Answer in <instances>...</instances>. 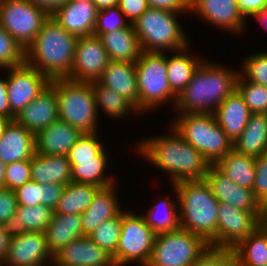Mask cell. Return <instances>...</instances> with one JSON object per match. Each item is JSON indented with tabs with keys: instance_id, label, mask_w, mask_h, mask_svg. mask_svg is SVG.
I'll list each match as a JSON object with an SVG mask.
<instances>
[{
	"instance_id": "1",
	"label": "cell",
	"mask_w": 267,
	"mask_h": 266,
	"mask_svg": "<svg viewBox=\"0 0 267 266\" xmlns=\"http://www.w3.org/2000/svg\"><path fill=\"white\" fill-rule=\"evenodd\" d=\"M165 135L143 138L135 145L136 154L149 160L170 178L171 185L185 180H201L211 166L208 160L169 126Z\"/></svg>"
},
{
	"instance_id": "2",
	"label": "cell",
	"mask_w": 267,
	"mask_h": 266,
	"mask_svg": "<svg viewBox=\"0 0 267 266\" xmlns=\"http://www.w3.org/2000/svg\"><path fill=\"white\" fill-rule=\"evenodd\" d=\"M207 60L201 63L177 97L175 113L213 114L236 90L239 70Z\"/></svg>"
},
{
	"instance_id": "3",
	"label": "cell",
	"mask_w": 267,
	"mask_h": 266,
	"mask_svg": "<svg viewBox=\"0 0 267 266\" xmlns=\"http://www.w3.org/2000/svg\"><path fill=\"white\" fill-rule=\"evenodd\" d=\"M172 188L178 200L180 228L217 247L219 201L206 179L180 181Z\"/></svg>"
},
{
	"instance_id": "4",
	"label": "cell",
	"mask_w": 267,
	"mask_h": 266,
	"mask_svg": "<svg viewBox=\"0 0 267 266\" xmlns=\"http://www.w3.org/2000/svg\"><path fill=\"white\" fill-rule=\"evenodd\" d=\"M78 37L50 16L25 50V62L50 80L67 78L73 66Z\"/></svg>"
},
{
	"instance_id": "5",
	"label": "cell",
	"mask_w": 267,
	"mask_h": 266,
	"mask_svg": "<svg viewBox=\"0 0 267 266\" xmlns=\"http://www.w3.org/2000/svg\"><path fill=\"white\" fill-rule=\"evenodd\" d=\"M187 13L190 12L148 8L133 23L142 51L171 53L189 46L191 41L179 23Z\"/></svg>"
},
{
	"instance_id": "6",
	"label": "cell",
	"mask_w": 267,
	"mask_h": 266,
	"mask_svg": "<svg viewBox=\"0 0 267 266\" xmlns=\"http://www.w3.org/2000/svg\"><path fill=\"white\" fill-rule=\"evenodd\" d=\"M170 126L196 148L211 165L233 149V142L219 126L214 114L176 113Z\"/></svg>"
},
{
	"instance_id": "7",
	"label": "cell",
	"mask_w": 267,
	"mask_h": 266,
	"mask_svg": "<svg viewBox=\"0 0 267 266\" xmlns=\"http://www.w3.org/2000/svg\"><path fill=\"white\" fill-rule=\"evenodd\" d=\"M56 91L59 119L82 133L98 132L99 115L92 83L57 78L50 81Z\"/></svg>"
},
{
	"instance_id": "8",
	"label": "cell",
	"mask_w": 267,
	"mask_h": 266,
	"mask_svg": "<svg viewBox=\"0 0 267 266\" xmlns=\"http://www.w3.org/2000/svg\"><path fill=\"white\" fill-rule=\"evenodd\" d=\"M139 95V115L160 109L168 102L174 107L177 96L171 91L167 77L165 52L142 51L135 62ZM149 111V112H148Z\"/></svg>"
},
{
	"instance_id": "9",
	"label": "cell",
	"mask_w": 267,
	"mask_h": 266,
	"mask_svg": "<svg viewBox=\"0 0 267 266\" xmlns=\"http://www.w3.org/2000/svg\"><path fill=\"white\" fill-rule=\"evenodd\" d=\"M141 213L122 210L119 243L113 256L116 266H130L131 263L147 266L149 263L156 233L147 225Z\"/></svg>"
},
{
	"instance_id": "10",
	"label": "cell",
	"mask_w": 267,
	"mask_h": 266,
	"mask_svg": "<svg viewBox=\"0 0 267 266\" xmlns=\"http://www.w3.org/2000/svg\"><path fill=\"white\" fill-rule=\"evenodd\" d=\"M209 246L204 238L182 228L158 233L147 266H191Z\"/></svg>"
},
{
	"instance_id": "11",
	"label": "cell",
	"mask_w": 267,
	"mask_h": 266,
	"mask_svg": "<svg viewBox=\"0 0 267 266\" xmlns=\"http://www.w3.org/2000/svg\"><path fill=\"white\" fill-rule=\"evenodd\" d=\"M50 16L29 0H0V26L25 50Z\"/></svg>"
},
{
	"instance_id": "12",
	"label": "cell",
	"mask_w": 267,
	"mask_h": 266,
	"mask_svg": "<svg viewBox=\"0 0 267 266\" xmlns=\"http://www.w3.org/2000/svg\"><path fill=\"white\" fill-rule=\"evenodd\" d=\"M3 70L8 73L7 95L10 111L15 117L50 85L51 80L46 75L26 62Z\"/></svg>"
},
{
	"instance_id": "13",
	"label": "cell",
	"mask_w": 267,
	"mask_h": 266,
	"mask_svg": "<svg viewBox=\"0 0 267 266\" xmlns=\"http://www.w3.org/2000/svg\"><path fill=\"white\" fill-rule=\"evenodd\" d=\"M109 61L98 36L78 37L73 66L67 79L88 83L98 81Z\"/></svg>"
},
{
	"instance_id": "14",
	"label": "cell",
	"mask_w": 267,
	"mask_h": 266,
	"mask_svg": "<svg viewBox=\"0 0 267 266\" xmlns=\"http://www.w3.org/2000/svg\"><path fill=\"white\" fill-rule=\"evenodd\" d=\"M189 12V15L195 13L208 25L226 30L227 33L243 37L246 32V19L239 11L236 0H190Z\"/></svg>"
},
{
	"instance_id": "15",
	"label": "cell",
	"mask_w": 267,
	"mask_h": 266,
	"mask_svg": "<svg viewBox=\"0 0 267 266\" xmlns=\"http://www.w3.org/2000/svg\"><path fill=\"white\" fill-rule=\"evenodd\" d=\"M261 223L252 212L219 202L217 247L232 249Z\"/></svg>"
},
{
	"instance_id": "16",
	"label": "cell",
	"mask_w": 267,
	"mask_h": 266,
	"mask_svg": "<svg viewBox=\"0 0 267 266\" xmlns=\"http://www.w3.org/2000/svg\"><path fill=\"white\" fill-rule=\"evenodd\" d=\"M53 255L44 232L28 231L11 237L9 252L1 266H52Z\"/></svg>"
},
{
	"instance_id": "17",
	"label": "cell",
	"mask_w": 267,
	"mask_h": 266,
	"mask_svg": "<svg viewBox=\"0 0 267 266\" xmlns=\"http://www.w3.org/2000/svg\"><path fill=\"white\" fill-rule=\"evenodd\" d=\"M205 179L219 202H225L235 208L250 211L263 223L264 207L255 198L252 190L237 186L215 165L210 166Z\"/></svg>"
},
{
	"instance_id": "18",
	"label": "cell",
	"mask_w": 267,
	"mask_h": 266,
	"mask_svg": "<svg viewBox=\"0 0 267 266\" xmlns=\"http://www.w3.org/2000/svg\"><path fill=\"white\" fill-rule=\"evenodd\" d=\"M52 266H116L113 256L89 236L72 240L53 256Z\"/></svg>"
},
{
	"instance_id": "19",
	"label": "cell",
	"mask_w": 267,
	"mask_h": 266,
	"mask_svg": "<svg viewBox=\"0 0 267 266\" xmlns=\"http://www.w3.org/2000/svg\"><path fill=\"white\" fill-rule=\"evenodd\" d=\"M98 11L91 0H67L51 16L67 32L84 37L93 35Z\"/></svg>"
},
{
	"instance_id": "20",
	"label": "cell",
	"mask_w": 267,
	"mask_h": 266,
	"mask_svg": "<svg viewBox=\"0 0 267 266\" xmlns=\"http://www.w3.org/2000/svg\"><path fill=\"white\" fill-rule=\"evenodd\" d=\"M59 119L55 89L49 85L15 118L27 130L36 134Z\"/></svg>"
},
{
	"instance_id": "21",
	"label": "cell",
	"mask_w": 267,
	"mask_h": 266,
	"mask_svg": "<svg viewBox=\"0 0 267 266\" xmlns=\"http://www.w3.org/2000/svg\"><path fill=\"white\" fill-rule=\"evenodd\" d=\"M82 134L79 129L58 119L35 134L36 153L40 155H67Z\"/></svg>"
},
{
	"instance_id": "22",
	"label": "cell",
	"mask_w": 267,
	"mask_h": 266,
	"mask_svg": "<svg viewBox=\"0 0 267 266\" xmlns=\"http://www.w3.org/2000/svg\"><path fill=\"white\" fill-rule=\"evenodd\" d=\"M35 154V134L16 120L10 121L0 138V159L3 163L31 159Z\"/></svg>"
},
{
	"instance_id": "23",
	"label": "cell",
	"mask_w": 267,
	"mask_h": 266,
	"mask_svg": "<svg viewBox=\"0 0 267 266\" xmlns=\"http://www.w3.org/2000/svg\"><path fill=\"white\" fill-rule=\"evenodd\" d=\"M98 82L121 94L139 112L135 63L110 60Z\"/></svg>"
},
{
	"instance_id": "24",
	"label": "cell",
	"mask_w": 267,
	"mask_h": 266,
	"mask_svg": "<svg viewBox=\"0 0 267 266\" xmlns=\"http://www.w3.org/2000/svg\"><path fill=\"white\" fill-rule=\"evenodd\" d=\"M118 184L101 188L93 198L89 208L80 215L83 235L89 236L103 221L117 216L122 209L116 193Z\"/></svg>"
},
{
	"instance_id": "25",
	"label": "cell",
	"mask_w": 267,
	"mask_h": 266,
	"mask_svg": "<svg viewBox=\"0 0 267 266\" xmlns=\"http://www.w3.org/2000/svg\"><path fill=\"white\" fill-rule=\"evenodd\" d=\"M213 114L219 126L234 143L245 129L252 113L243 97L235 90L222 101Z\"/></svg>"
},
{
	"instance_id": "26",
	"label": "cell",
	"mask_w": 267,
	"mask_h": 266,
	"mask_svg": "<svg viewBox=\"0 0 267 266\" xmlns=\"http://www.w3.org/2000/svg\"><path fill=\"white\" fill-rule=\"evenodd\" d=\"M99 38L111 61L135 63L140 58L142 49L133 24L101 34Z\"/></svg>"
},
{
	"instance_id": "27",
	"label": "cell",
	"mask_w": 267,
	"mask_h": 266,
	"mask_svg": "<svg viewBox=\"0 0 267 266\" xmlns=\"http://www.w3.org/2000/svg\"><path fill=\"white\" fill-rule=\"evenodd\" d=\"M31 178L40 184L72 182V166L67 155H40L31 158Z\"/></svg>"
},
{
	"instance_id": "28",
	"label": "cell",
	"mask_w": 267,
	"mask_h": 266,
	"mask_svg": "<svg viewBox=\"0 0 267 266\" xmlns=\"http://www.w3.org/2000/svg\"><path fill=\"white\" fill-rule=\"evenodd\" d=\"M53 214L54 210L43 204L31 207L17 205L14 216L4 223L5 230L11 237L28 231L44 232Z\"/></svg>"
},
{
	"instance_id": "29",
	"label": "cell",
	"mask_w": 267,
	"mask_h": 266,
	"mask_svg": "<svg viewBox=\"0 0 267 266\" xmlns=\"http://www.w3.org/2000/svg\"><path fill=\"white\" fill-rule=\"evenodd\" d=\"M190 47L191 45L182 50L173 51L170 57L166 54L168 81L171 91L177 97L187 86L197 68L205 60L199 54L194 56L193 51L190 53Z\"/></svg>"
},
{
	"instance_id": "30",
	"label": "cell",
	"mask_w": 267,
	"mask_h": 266,
	"mask_svg": "<svg viewBox=\"0 0 267 266\" xmlns=\"http://www.w3.org/2000/svg\"><path fill=\"white\" fill-rule=\"evenodd\" d=\"M44 233L48 250L54 256L72 240L84 236L80 214H53Z\"/></svg>"
},
{
	"instance_id": "31",
	"label": "cell",
	"mask_w": 267,
	"mask_h": 266,
	"mask_svg": "<svg viewBox=\"0 0 267 266\" xmlns=\"http://www.w3.org/2000/svg\"><path fill=\"white\" fill-rule=\"evenodd\" d=\"M233 149L253 158L267 151V113L251 114L245 129L233 143Z\"/></svg>"
},
{
	"instance_id": "32",
	"label": "cell",
	"mask_w": 267,
	"mask_h": 266,
	"mask_svg": "<svg viewBox=\"0 0 267 266\" xmlns=\"http://www.w3.org/2000/svg\"><path fill=\"white\" fill-rule=\"evenodd\" d=\"M237 266L267 264V226L261 223L251 234L232 248Z\"/></svg>"
},
{
	"instance_id": "33",
	"label": "cell",
	"mask_w": 267,
	"mask_h": 266,
	"mask_svg": "<svg viewBox=\"0 0 267 266\" xmlns=\"http://www.w3.org/2000/svg\"><path fill=\"white\" fill-rule=\"evenodd\" d=\"M215 166L237 186L253 189L256 173L255 158L232 149Z\"/></svg>"
},
{
	"instance_id": "34",
	"label": "cell",
	"mask_w": 267,
	"mask_h": 266,
	"mask_svg": "<svg viewBox=\"0 0 267 266\" xmlns=\"http://www.w3.org/2000/svg\"><path fill=\"white\" fill-rule=\"evenodd\" d=\"M107 148L98 156L96 160L78 161L72 166V182L93 184L100 188H106L116 183L114 175H106L109 162ZM115 180V181H114Z\"/></svg>"
},
{
	"instance_id": "35",
	"label": "cell",
	"mask_w": 267,
	"mask_h": 266,
	"mask_svg": "<svg viewBox=\"0 0 267 266\" xmlns=\"http://www.w3.org/2000/svg\"><path fill=\"white\" fill-rule=\"evenodd\" d=\"M101 188L93 184L69 182L54 209V214H82L90 206Z\"/></svg>"
},
{
	"instance_id": "36",
	"label": "cell",
	"mask_w": 267,
	"mask_h": 266,
	"mask_svg": "<svg viewBox=\"0 0 267 266\" xmlns=\"http://www.w3.org/2000/svg\"><path fill=\"white\" fill-rule=\"evenodd\" d=\"M167 196L155 202L149 210L142 213L147 225L156 233L173 231L180 228L178 200Z\"/></svg>"
},
{
	"instance_id": "37",
	"label": "cell",
	"mask_w": 267,
	"mask_h": 266,
	"mask_svg": "<svg viewBox=\"0 0 267 266\" xmlns=\"http://www.w3.org/2000/svg\"><path fill=\"white\" fill-rule=\"evenodd\" d=\"M91 83L95 94L98 114L100 111L99 109H101V112L103 110L107 116L114 119H124V116L126 119L130 113L135 115L139 114L136 108L121 94H118L116 91L98 81Z\"/></svg>"
},
{
	"instance_id": "38",
	"label": "cell",
	"mask_w": 267,
	"mask_h": 266,
	"mask_svg": "<svg viewBox=\"0 0 267 266\" xmlns=\"http://www.w3.org/2000/svg\"><path fill=\"white\" fill-rule=\"evenodd\" d=\"M99 134V131L82 134L67 154L70 164H78V161L96 160V157L106 149Z\"/></svg>"
},
{
	"instance_id": "39",
	"label": "cell",
	"mask_w": 267,
	"mask_h": 266,
	"mask_svg": "<svg viewBox=\"0 0 267 266\" xmlns=\"http://www.w3.org/2000/svg\"><path fill=\"white\" fill-rule=\"evenodd\" d=\"M122 225V211L115 217L103 221L89 237L112 256L115 255Z\"/></svg>"
},
{
	"instance_id": "40",
	"label": "cell",
	"mask_w": 267,
	"mask_h": 266,
	"mask_svg": "<svg viewBox=\"0 0 267 266\" xmlns=\"http://www.w3.org/2000/svg\"><path fill=\"white\" fill-rule=\"evenodd\" d=\"M236 90L243 97L252 114L267 113V86L246 81L239 74L236 82Z\"/></svg>"
},
{
	"instance_id": "41",
	"label": "cell",
	"mask_w": 267,
	"mask_h": 266,
	"mask_svg": "<svg viewBox=\"0 0 267 266\" xmlns=\"http://www.w3.org/2000/svg\"><path fill=\"white\" fill-rule=\"evenodd\" d=\"M242 64L238 68L240 69L239 74L246 81L267 86V51L247 55V57H244Z\"/></svg>"
},
{
	"instance_id": "42",
	"label": "cell",
	"mask_w": 267,
	"mask_h": 266,
	"mask_svg": "<svg viewBox=\"0 0 267 266\" xmlns=\"http://www.w3.org/2000/svg\"><path fill=\"white\" fill-rule=\"evenodd\" d=\"M25 62V49L0 26V70Z\"/></svg>"
},
{
	"instance_id": "43",
	"label": "cell",
	"mask_w": 267,
	"mask_h": 266,
	"mask_svg": "<svg viewBox=\"0 0 267 266\" xmlns=\"http://www.w3.org/2000/svg\"><path fill=\"white\" fill-rule=\"evenodd\" d=\"M129 24L118 5L99 10L93 35L99 37L101 34L126 28Z\"/></svg>"
},
{
	"instance_id": "44",
	"label": "cell",
	"mask_w": 267,
	"mask_h": 266,
	"mask_svg": "<svg viewBox=\"0 0 267 266\" xmlns=\"http://www.w3.org/2000/svg\"><path fill=\"white\" fill-rule=\"evenodd\" d=\"M31 173V159L6 164L4 188L16 190L32 180Z\"/></svg>"
},
{
	"instance_id": "45",
	"label": "cell",
	"mask_w": 267,
	"mask_h": 266,
	"mask_svg": "<svg viewBox=\"0 0 267 266\" xmlns=\"http://www.w3.org/2000/svg\"><path fill=\"white\" fill-rule=\"evenodd\" d=\"M191 266H237L230 248L209 246Z\"/></svg>"
},
{
	"instance_id": "46",
	"label": "cell",
	"mask_w": 267,
	"mask_h": 266,
	"mask_svg": "<svg viewBox=\"0 0 267 266\" xmlns=\"http://www.w3.org/2000/svg\"><path fill=\"white\" fill-rule=\"evenodd\" d=\"M256 173L252 191L255 198L265 208L267 206V151L255 158Z\"/></svg>"
},
{
	"instance_id": "47",
	"label": "cell",
	"mask_w": 267,
	"mask_h": 266,
	"mask_svg": "<svg viewBox=\"0 0 267 266\" xmlns=\"http://www.w3.org/2000/svg\"><path fill=\"white\" fill-rule=\"evenodd\" d=\"M18 205L36 206L42 204V184L31 180L14 190Z\"/></svg>"
},
{
	"instance_id": "48",
	"label": "cell",
	"mask_w": 267,
	"mask_h": 266,
	"mask_svg": "<svg viewBox=\"0 0 267 266\" xmlns=\"http://www.w3.org/2000/svg\"><path fill=\"white\" fill-rule=\"evenodd\" d=\"M17 198L14 190L0 189V223L12 218L17 210Z\"/></svg>"
},
{
	"instance_id": "49",
	"label": "cell",
	"mask_w": 267,
	"mask_h": 266,
	"mask_svg": "<svg viewBox=\"0 0 267 266\" xmlns=\"http://www.w3.org/2000/svg\"><path fill=\"white\" fill-rule=\"evenodd\" d=\"M118 6L130 24H133L149 8L146 0H119Z\"/></svg>"
},
{
	"instance_id": "50",
	"label": "cell",
	"mask_w": 267,
	"mask_h": 266,
	"mask_svg": "<svg viewBox=\"0 0 267 266\" xmlns=\"http://www.w3.org/2000/svg\"><path fill=\"white\" fill-rule=\"evenodd\" d=\"M64 188L65 185L62 184H42V204L54 210L58 205Z\"/></svg>"
},
{
	"instance_id": "51",
	"label": "cell",
	"mask_w": 267,
	"mask_h": 266,
	"mask_svg": "<svg viewBox=\"0 0 267 266\" xmlns=\"http://www.w3.org/2000/svg\"><path fill=\"white\" fill-rule=\"evenodd\" d=\"M238 3V9L248 21L247 18L252 19L260 13L266 6L267 0H236Z\"/></svg>"
},
{
	"instance_id": "52",
	"label": "cell",
	"mask_w": 267,
	"mask_h": 266,
	"mask_svg": "<svg viewBox=\"0 0 267 266\" xmlns=\"http://www.w3.org/2000/svg\"><path fill=\"white\" fill-rule=\"evenodd\" d=\"M149 8L168 11H189L190 0H146Z\"/></svg>"
},
{
	"instance_id": "53",
	"label": "cell",
	"mask_w": 267,
	"mask_h": 266,
	"mask_svg": "<svg viewBox=\"0 0 267 266\" xmlns=\"http://www.w3.org/2000/svg\"><path fill=\"white\" fill-rule=\"evenodd\" d=\"M1 77L2 76H0V117H4L12 121L15 120L16 117L10 111L7 95V80L6 77H4L5 79H2Z\"/></svg>"
},
{
	"instance_id": "54",
	"label": "cell",
	"mask_w": 267,
	"mask_h": 266,
	"mask_svg": "<svg viewBox=\"0 0 267 266\" xmlns=\"http://www.w3.org/2000/svg\"><path fill=\"white\" fill-rule=\"evenodd\" d=\"M11 242V236L6 232L3 223H0V265L6 259Z\"/></svg>"
},
{
	"instance_id": "55",
	"label": "cell",
	"mask_w": 267,
	"mask_h": 266,
	"mask_svg": "<svg viewBox=\"0 0 267 266\" xmlns=\"http://www.w3.org/2000/svg\"><path fill=\"white\" fill-rule=\"evenodd\" d=\"M35 6L44 9L50 15H52L60 6H62L67 0H29Z\"/></svg>"
},
{
	"instance_id": "56",
	"label": "cell",
	"mask_w": 267,
	"mask_h": 266,
	"mask_svg": "<svg viewBox=\"0 0 267 266\" xmlns=\"http://www.w3.org/2000/svg\"><path fill=\"white\" fill-rule=\"evenodd\" d=\"M98 10L114 7L119 4V0H91Z\"/></svg>"
},
{
	"instance_id": "57",
	"label": "cell",
	"mask_w": 267,
	"mask_h": 266,
	"mask_svg": "<svg viewBox=\"0 0 267 266\" xmlns=\"http://www.w3.org/2000/svg\"><path fill=\"white\" fill-rule=\"evenodd\" d=\"M257 22L263 27V29H267V6L258 13L255 17Z\"/></svg>"
},
{
	"instance_id": "58",
	"label": "cell",
	"mask_w": 267,
	"mask_h": 266,
	"mask_svg": "<svg viewBox=\"0 0 267 266\" xmlns=\"http://www.w3.org/2000/svg\"><path fill=\"white\" fill-rule=\"evenodd\" d=\"M6 173V164L0 159V189L4 188V178Z\"/></svg>"
},
{
	"instance_id": "59",
	"label": "cell",
	"mask_w": 267,
	"mask_h": 266,
	"mask_svg": "<svg viewBox=\"0 0 267 266\" xmlns=\"http://www.w3.org/2000/svg\"><path fill=\"white\" fill-rule=\"evenodd\" d=\"M10 121H11L10 119L0 117V138L2 137V135L5 131V128Z\"/></svg>"
},
{
	"instance_id": "60",
	"label": "cell",
	"mask_w": 267,
	"mask_h": 266,
	"mask_svg": "<svg viewBox=\"0 0 267 266\" xmlns=\"http://www.w3.org/2000/svg\"><path fill=\"white\" fill-rule=\"evenodd\" d=\"M263 223L267 226V206L264 208V219Z\"/></svg>"
}]
</instances>
